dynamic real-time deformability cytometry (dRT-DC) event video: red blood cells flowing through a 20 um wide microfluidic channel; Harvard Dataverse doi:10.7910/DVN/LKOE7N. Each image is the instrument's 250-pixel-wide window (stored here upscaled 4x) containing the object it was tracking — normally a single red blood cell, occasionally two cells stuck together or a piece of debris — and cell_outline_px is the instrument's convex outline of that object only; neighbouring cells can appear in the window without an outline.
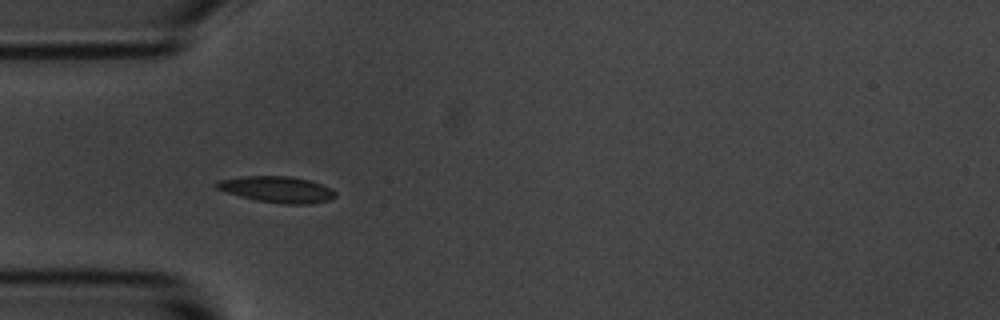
{"species": "common noctule bat (a hibernating species)", "species_latin": "Nyctalus noctula", "temperature_condition": "room temperature", "stored_images_in_passage": 9, "camera_frame_rate_fps": 3000, "um_per_image_px": 0.085, "animal": {"sex": "male", "body_mass_g": 20.1, "forearm_length_mm": 53.5}, "frame": {"image": 1, "passage_image": 7, "time_ms": 7.0, "image_size_px": [1000, 320], "cell_outline_px": [[336, 196], [332, 200], [308, 204], [284, 204], [256, 200], [240, 196], [216, 188], [212, 184], [216, 180], [240, 176], [292, 176], [312, 180], [332, 188], [336, 192]], "centroid_in_image_um": [23.57, 16.09], "position_along_channel_um": 61.4, "area_um2": 18.5}}
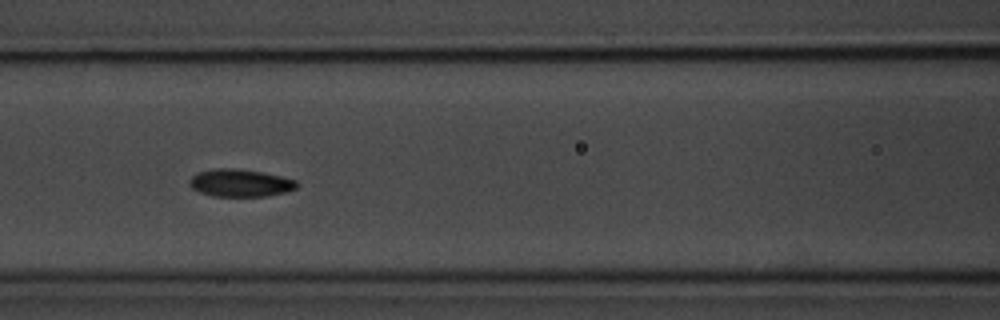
{"frame": {"image": 2, "passage_image": 9, "time_ms": 9.333, "image_size_px": [1000, 320], "cell_outline_px": [[300, 184], [296, 188], [284, 192], [268, 196], [212, 196], [200, 192], [192, 188], [188, 184], [188, 180], [196, 172], [212, 168], [236, 168], [264, 172], [296, 180]], "centroid_in_image_um": [20.39, 15.54], "position_along_channel_um": 146.2, "area_um2": 17.46}}